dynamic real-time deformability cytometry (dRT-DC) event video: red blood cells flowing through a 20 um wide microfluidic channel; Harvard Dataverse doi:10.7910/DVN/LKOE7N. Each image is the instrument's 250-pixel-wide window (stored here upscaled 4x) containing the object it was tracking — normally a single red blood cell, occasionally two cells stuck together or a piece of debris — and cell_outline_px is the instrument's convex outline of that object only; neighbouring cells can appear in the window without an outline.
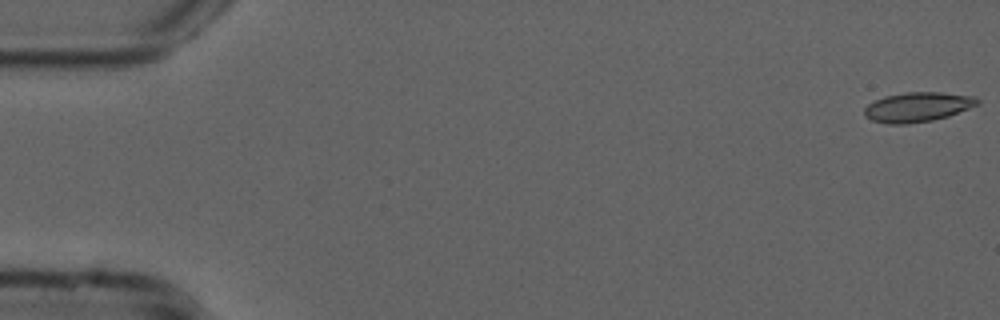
{"species": "common noctule bat (a hibernating species)", "species_latin": "Nyctalus noctula", "temperature_condition": "cold", "stored_images_in_passage": 54, "camera_frame_rate_fps": 3000, "um_per_image_px": 0.085, "animal": {"sex": "male", "forearm_length_mm": 52.5}, "frame": {"image": 1, "passage_image": 1, "time_ms": 0.0, "image_size_px": [1000, 320], "cell_outline_px": [[980, 104], [948, 116], [932, 120], [908, 124], [888, 124], [872, 120], [864, 116], [864, 108], [868, 104], [884, 96], [904, 92], [940, 92], [976, 96], [980, 100]], "centroid_in_image_um": [78.01, 9.09], "position_along_channel_um": 7.0, "area_um2": 19.65}}
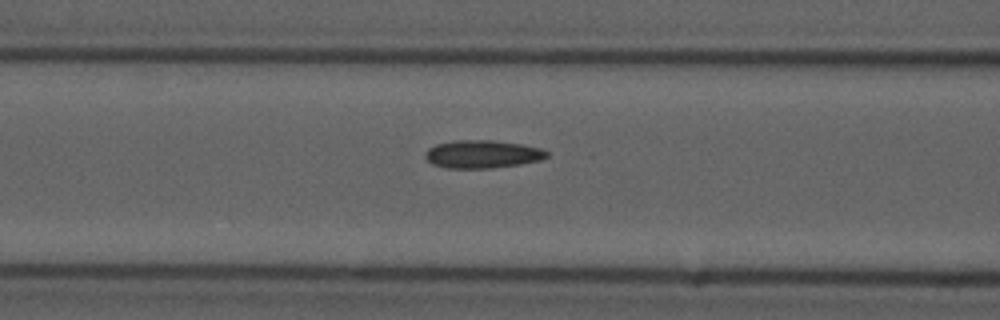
{"frame": {"image": 2, "passage_image": 22, "time_ms": 7.0, "image_size_px": [1000, 320], "cell_outline_px": [[548, 156], [540, 160], [520, 164], [492, 168], [448, 168], [432, 164], [424, 156], [424, 152], [428, 148], [436, 144], [456, 140], [492, 140], [520, 144], [540, 148], [548, 152]], "centroid_in_image_um": [40.97, 13.1], "position_along_channel_um": 125.6, "area_um2": 19.77}}
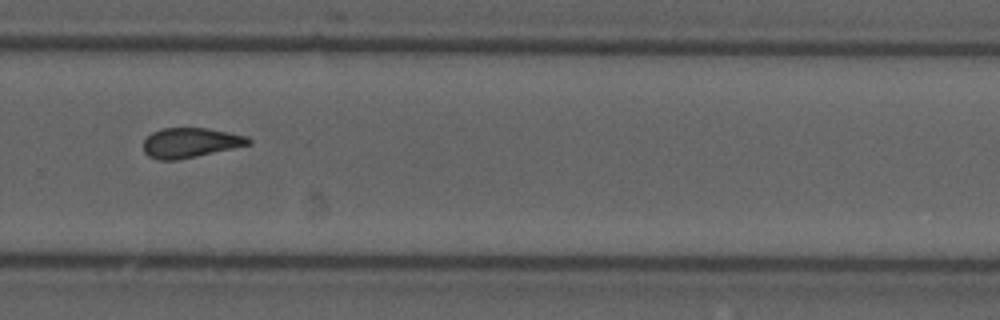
{"frame": {"image": 3, "passage_image": 37, "time_ms": 12.0, "image_size_px": [1000, 320], "cell_outline_px": [[252, 144], [196, 156], [176, 160], [156, 160], [148, 156], [144, 152], [144, 140], [152, 132], [160, 128], [208, 128], [248, 136], [252, 140]], "centroid_in_image_um": [16.18, 12.13], "position_along_channel_um": 313.6, "area_um2": 18.32}, "authors_computed_cell_mechanics": {"area_um2": 18.9006, "velocity_mm_per_s": 3.7701, "shape_relaxation_time_tau1_ms": null, "shape_relaxation_time_tau2_ms": 2.1175, "deformation_change_tau1": null, "deformation_change_tau2": 0.0938}}